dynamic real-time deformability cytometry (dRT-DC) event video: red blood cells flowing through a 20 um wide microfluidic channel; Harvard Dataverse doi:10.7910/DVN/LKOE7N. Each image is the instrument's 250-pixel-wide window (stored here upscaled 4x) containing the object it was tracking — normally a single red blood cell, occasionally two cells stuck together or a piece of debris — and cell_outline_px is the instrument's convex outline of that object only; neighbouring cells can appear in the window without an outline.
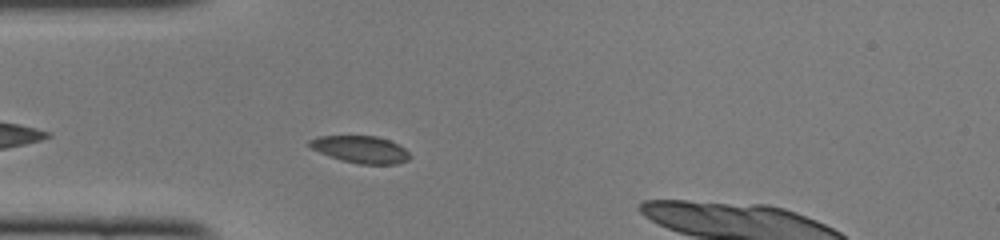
{"species": "common noctule bat (a hibernating species)", "species_latin": "Nyctalus noctula", "temperature_condition": "cold", "stored_images_in_passage": 32, "camera_frame_rate_fps": 3000, "um_per_image_px": 0.085, "animal": {"sex": "female", "body_mass_g": 22.0, "forearm_length_mm": 56.7}, "frame": {"image": 1, "passage_image": 1, "time_ms": 0.0, "image_size_px": [1000, 240], "cell_outline_px": [[408, 160], [396, 164], [356, 164], [340, 160], [308, 148], [308, 140], [316, 136], [376, 136], [388, 140], [404, 148], [408, 152]], "centroid_in_image_um": [30.57, 12.7], "position_along_channel_um": 54.4, "area_um2": 15.9}}
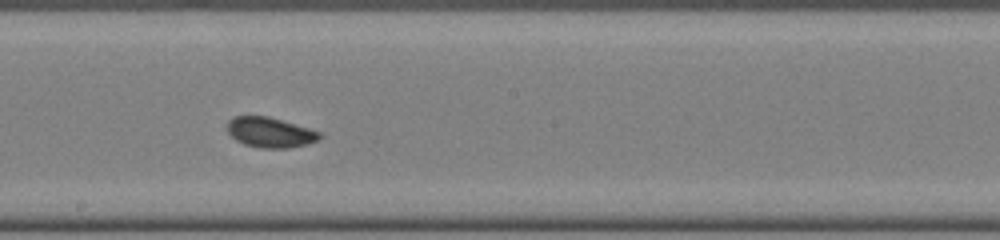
{"frame": {"image": 2, "passage_image": 14, "time_ms": 4.333, "image_size_px": [1000, 240], "cell_outline_px": [[320, 140], [308, 144], [288, 148], [260, 148], [244, 144], [236, 140], [228, 132], [228, 120], [232, 116], [268, 116], [308, 128], [320, 132]], "centroid_in_image_um": [22.95, 11.26], "position_along_channel_um": 225.2, "area_um2": 16.18}}
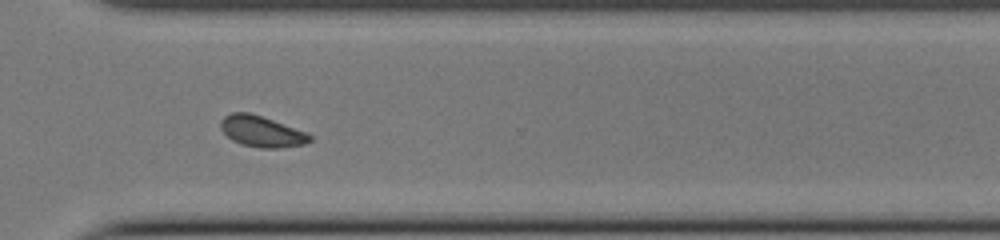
{"frame": {"image": 3, "passage_image": 23, "time_ms": 7.333, "image_size_px": [1000, 240], "cell_outline_px": [[312, 140], [304, 144], [280, 148], [260, 148], [240, 144], [232, 140], [220, 128], [220, 120], [224, 116], [232, 112], [248, 112], [272, 120], [304, 132], [312, 136]], "centroid_in_image_um": [22.19, 11.18], "position_along_channel_um": 348.4, "area_um2": 15.9}, "authors_computed_cell_mechanics": {"area_um2": 16.3863, "velocity_mm_per_s": 4.072, "shape_relaxation_time_tau1_ms": 2.6172, "shape_relaxation_time_tau2_ms": 1.4142, "deformation_change_tau1": 0.0563, "deformation_change_tau2": 0.0474}}